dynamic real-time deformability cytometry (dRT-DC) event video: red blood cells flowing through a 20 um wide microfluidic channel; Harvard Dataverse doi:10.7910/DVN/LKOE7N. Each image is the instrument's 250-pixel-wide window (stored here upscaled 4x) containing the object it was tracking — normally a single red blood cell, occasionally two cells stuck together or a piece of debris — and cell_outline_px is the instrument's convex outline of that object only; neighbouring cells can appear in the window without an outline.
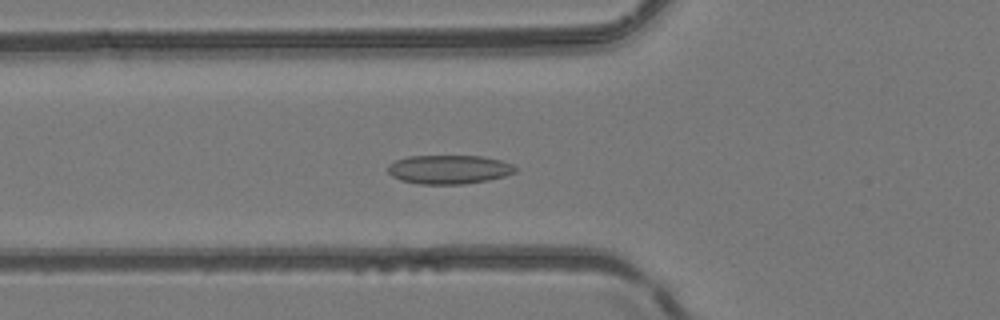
{"species": "common noctule bat (a hibernating species)", "species_latin": "Nyctalus noctula", "temperature_condition": "room temperature", "stored_images_in_passage": 50, "camera_frame_rate_fps": 3000, "um_per_image_px": 0.085, "animal": {"sex": "female", "body_mass_g": 24.6, "forearm_length_mm": 56.2}, "frame": {"image": 1, "passage_image": 18, "time_ms": 5.667, "image_size_px": [1000, 320], "cell_outline_px": [[516, 172], [504, 176], [488, 180], [464, 184], [420, 184], [400, 180], [392, 176], [388, 172], [388, 164], [396, 160], [408, 156], [480, 156], [500, 160], [512, 164], [516, 168]], "centroid_in_image_um": [38.15, 14.4], "position_along_channel_um": 87.7, "area_um2": 21.44}}
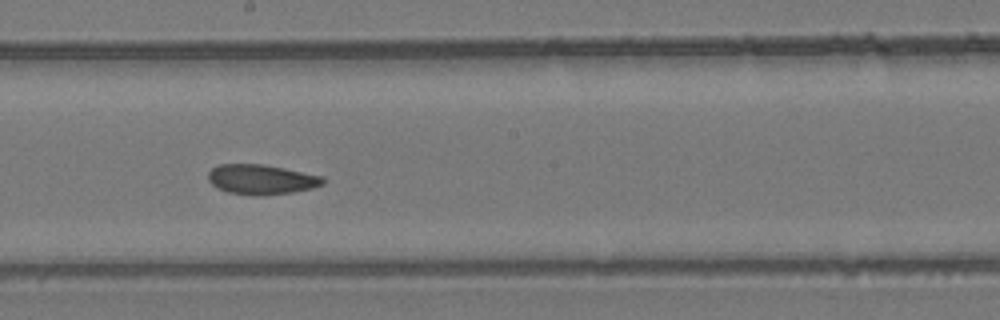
{"frame": {"image": 2, "passage_image": 28, "time_ms": 9.0, "image_size_px": [1000, 320], "cell_outline_px": [[324, 184], [312, 188], [292, 192], [256, 196], [228, 192], [216, 188], [208, 180], [208, 172], [212, 168], [220, 164], [260, 164], [284, 168], [324, 176]], "centroid_in_image_um": [22.2, 15.25], "position_along_channel_um": 226.0, "area_um2": 20.0}}
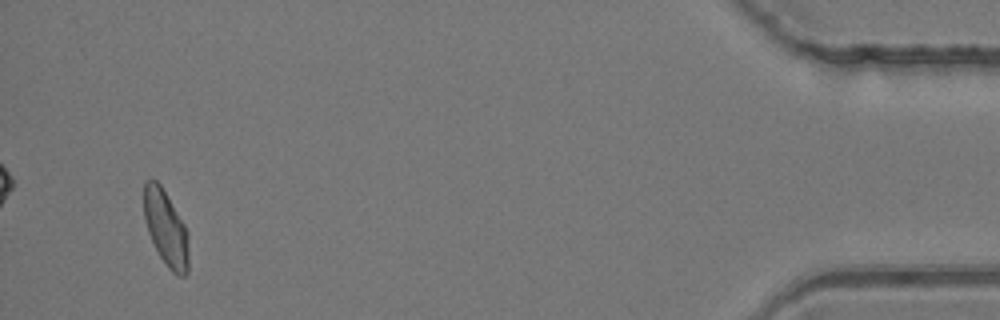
{"frame": {"image": 3, "passage_image": 48, "time_ms": 15.667, "image_size_px": [1000, 320], "cell_outline_px": [[188, 272], [184, 276], [176, 276], [168, 268], [160, 256], [148, 232], [144, 220], [144, 180], [156, 180], [160, 184], [184, 224], [188, 232]], "centroid_in_image_um": [14.1, 19.42], "position_along_channel_um": 421.1, "area_um2": 19.59}, "authors_computed_cell_mechanics": {"area_um2": 20.4034, "velocity_mm_per_s": 4.1268, "shape_relaxation_time_tau1_ms": null, "shape_relaxation_time_tau2_ms": 2.286, "deformation_change_tau1": null, "deformation_change_tau2": 0.0625}}